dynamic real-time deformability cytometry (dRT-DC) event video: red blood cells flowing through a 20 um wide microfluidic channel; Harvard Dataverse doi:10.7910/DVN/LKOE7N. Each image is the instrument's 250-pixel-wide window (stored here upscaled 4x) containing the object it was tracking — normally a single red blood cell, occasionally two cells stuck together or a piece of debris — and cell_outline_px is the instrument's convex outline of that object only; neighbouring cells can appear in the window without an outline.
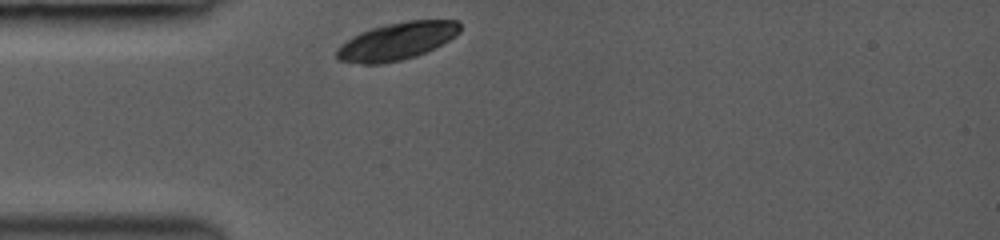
{"species": "common noctule bat (a hibernating species)", "species_latin": "Nyctalus noctula", "temperature_condition": "room temperature", "stored_images_in_passage": 16, "camera_frame_rate_fps": 3000, "um_per_image_px": 0.085, "animal": {"sex": "female", "body_mass_g": 19.0, "forearm_length_mm": 53.3}, "frame": {"image": 1, "passage_image": 1, "time_ms": 0.0, "image_size_px": [1000, 240], "cell_outline_px": [[460, 32], [456, 36], [416, 56], [400, 60], [380, 64], [364, 64], [336, 60], [336, 52], [340, 44], [352, 36], [360, 32], [372, 28], [388, 24], [408, 20], [460, 20]], "centroid_in_image_um": [33.71, 3.5], "position_along_channel_um": 51.3, "area_um2": 26.76}}
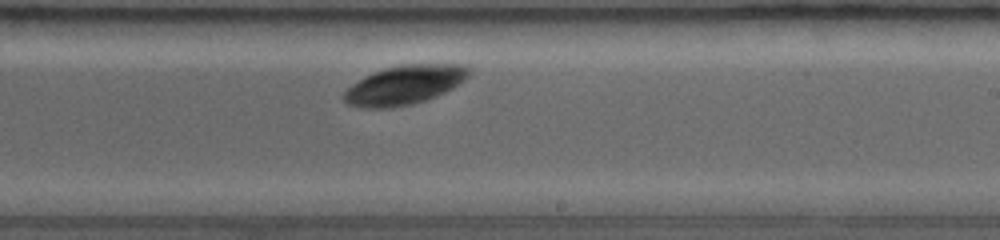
{"frame": {"image": 2, "passage_image": 10, "time_ms": 5.333, "image_size_px": [1000, 240], "cell_outline_px": [[472, 72], [460, 84], [436, 96], [412, 104], [388, 108], [364, 108], [348, 104], [344, 100], [344, 92], [352, 84], [364, 76], [372, 72], [384, 68], [400, 64], [464, 64], [472, 68]], "centroid_in_image_um": [34.41, 7.2], "position_along_channel_um": 254.6, "area_um2": 28.61}}
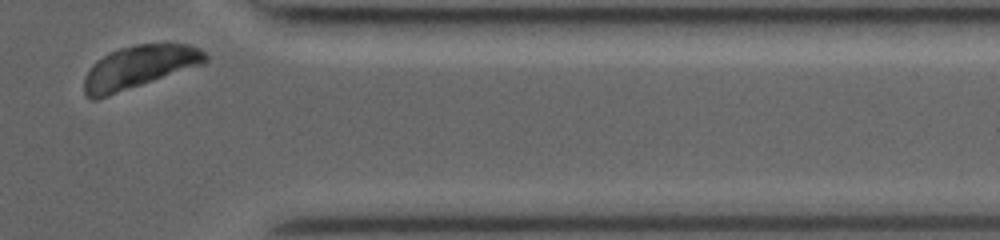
{"frame": {"image": 3, "passage_image": 16, "time_ms": 9.0, "image_size_px": [1000, 240], "cell_outline_px": [[208, 60], [200, 64], [108, 96], [96, 100], [92, 100], [84, 92], [84, 76], [92, 64], [96, 60], [108, 52], [120, 48], [136, 44], [168, 40], [188, 44], [200, 48], [208, 56]], "centroid_in_image_um": [11.81, 5.64], "position_along_channel_um": 399.6, "area_um2": 30.58}, "authors_computed_cell_mechanics": {"area_um2": 28.0619, "velocity_mm_per_s": 3.9949, "shape_relaxation_time_tau1_ms": 1.7116, "shape_relaxation_time_tau2_ms": null, "deformation_change_tau1": 0.1333, "deformation_change_tau2": null}}